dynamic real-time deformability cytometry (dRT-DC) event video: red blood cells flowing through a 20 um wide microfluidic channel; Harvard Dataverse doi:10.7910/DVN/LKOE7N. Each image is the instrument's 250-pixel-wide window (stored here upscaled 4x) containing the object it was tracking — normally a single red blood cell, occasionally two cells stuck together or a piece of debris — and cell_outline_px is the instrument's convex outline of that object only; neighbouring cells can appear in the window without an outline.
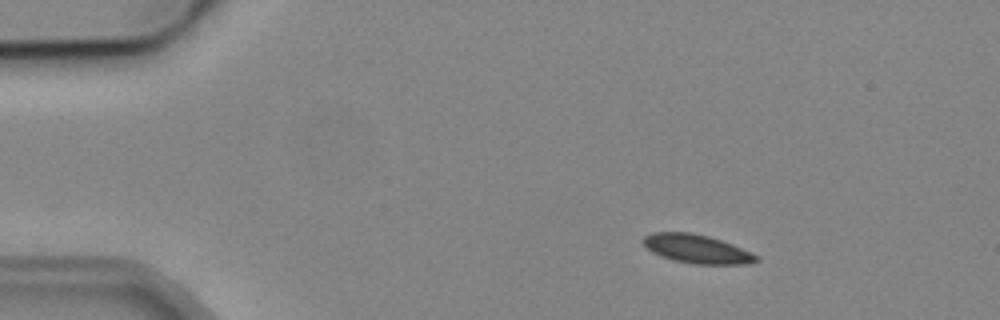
{"species": "common noctule bat (a hibernating species)", "species_latin": "Nyctalus noctula", "temperature_condition": "cold", "stored_images_in_passage": 4, "camera_frame_rate_fps": 3000, "um_per_image_px": 0.085, "animal": {"sex": "male", "body_mass_g": 19.2, "forearm_length_mm": 51.8}, "frame": {"image": 1, "passage_image": 2, "time_ms": 1.0, "image_size_px": [1000, 320], "cell_outline_px": [[760, 260], [744, 264], [692, 264], [672, 260], [660, 256], [652, 252], [644, 244], [644, 236], [652, 232], [692, 232], [708, 236], [732, 244], [760, 256]], "centroid_in_image_um": [59.23, 21.16], "position_along_channel_um": 25.8, "area_um2": 18.9}}